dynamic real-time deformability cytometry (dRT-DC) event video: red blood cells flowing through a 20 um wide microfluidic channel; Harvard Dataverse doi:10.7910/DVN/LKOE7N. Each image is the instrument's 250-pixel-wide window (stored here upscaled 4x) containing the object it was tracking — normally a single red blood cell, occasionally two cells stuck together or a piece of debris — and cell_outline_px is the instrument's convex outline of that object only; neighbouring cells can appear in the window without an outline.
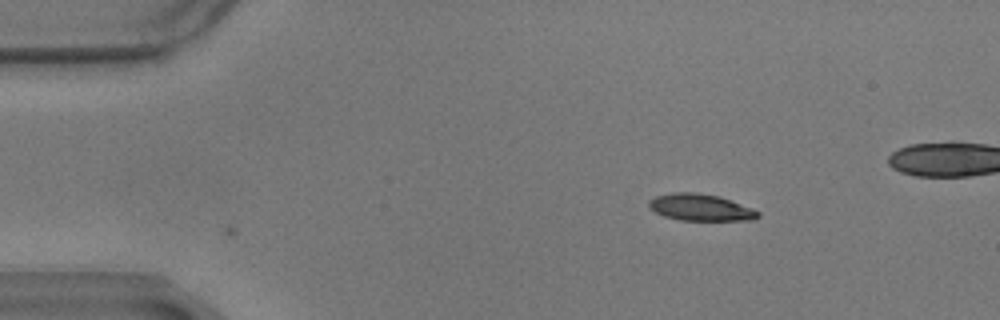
{"species": "common noctule bat (a hibernating species)", "species_latin": "Nyctalus noctula", "temperature_condition": "warm", "stored_images_in_passage": 45, "camera_frame_rate_fps": 3000, "um_per_image_px": 0.085, "animal": {"sex": "male", "body_mass_g": 17.9}, "frame": {"image": 1, "passage_image": 1, "time_ms": 0.0, "image_size_px": [1000, 320], "cell_outline_px": [[760, 216], [756, 220], [680, 220], [664, 216], [648, 208], [648, 200], [656, 196], [672, 192], [696, 192], [720, 196], [752, 208], [760, 212]], "centroid_in_image_um": [59.54, 17.62], "position_along_channel_um": 25.5, "area_um2": 17.17}}
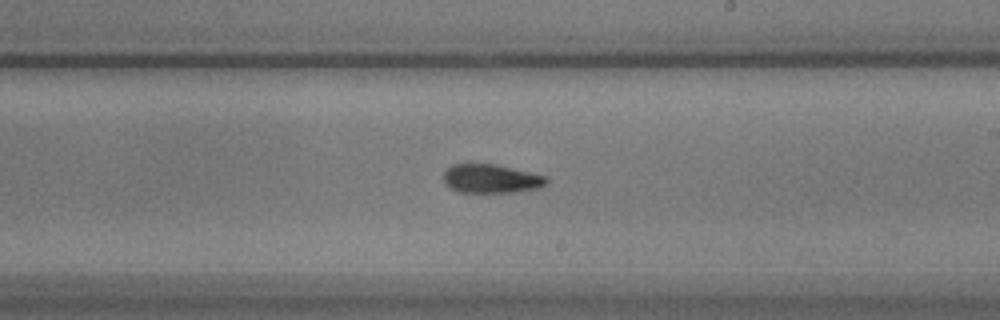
{"frame": {"image": 2, "passage_image": 26, "time_ms": 8.333, "image_size_px": [1000, 320], "cell_outline_px": [[548, 184], [540, 188], [516, 192], [456, 192], [444, 184], [444, 172], [452, 164], [496, 164], [548, 176]], "centroid_in_image_um": [41.77, 15.19], "position_along_channel_um": 247.2, "area_um2": 17.51}}
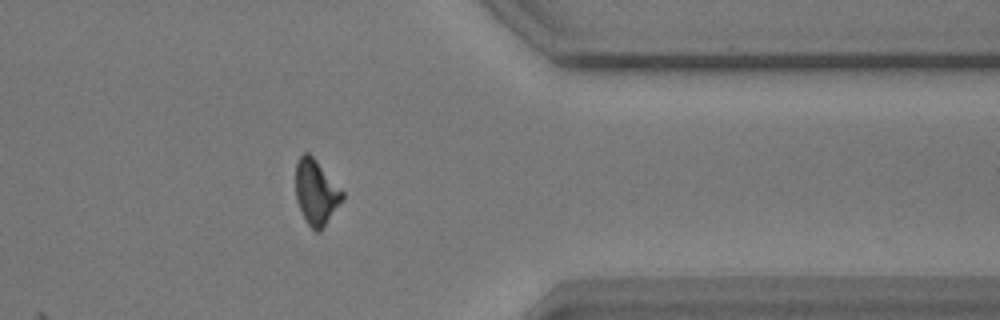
{"frame": {"image": 3, "passage_image": 39, "time_ms": 12.667, "image_size_px": [1000, 320], "cell_outline_px": [[344, 196], [320, 232], [316, 232], [304, 220], [296, 200], [296, 160], [304, 152], [308, 152], [316, 160], [344, 192]], "centroid_in_image_um": [26.84, 16.33], "position_along_channel_um": 384.6, "area_um2": 17.51}}